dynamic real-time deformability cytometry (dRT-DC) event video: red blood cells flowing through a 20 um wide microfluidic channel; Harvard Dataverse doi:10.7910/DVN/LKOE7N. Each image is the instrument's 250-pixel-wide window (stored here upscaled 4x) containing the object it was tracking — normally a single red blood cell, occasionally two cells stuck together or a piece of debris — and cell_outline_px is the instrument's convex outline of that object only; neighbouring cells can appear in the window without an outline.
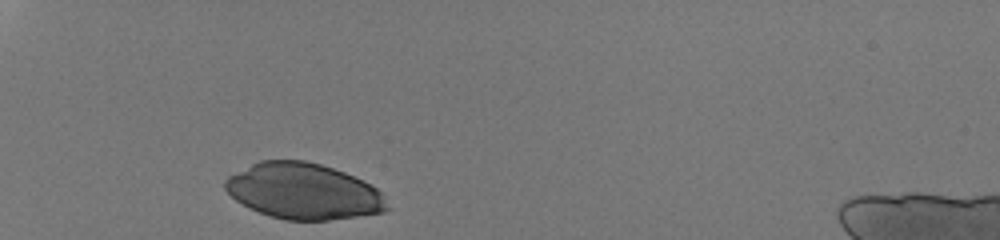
{"species": "human", "species_latin": "Homo sapiens", "temperature_condition": "room temperature", "stored_images_in_passage": 27, "camera_frame_rate_fps": 3000, "um_per_image_px": 0.085, "donor": {"sex": "male"}, "frame": {"image": 1, "passage_image": 1, "time_ms": 0.0, "image_size_px": [1000, 240], "cell_outline_px": [[388, 208], [384, 212], [328, 220], [284, 220], [268, 216], [248, 208], [236, 200], [224, 188], [224, 180], [228, 176], [260, 160], [304, 160], [320, 164], [344, 172], [364, 180], [372, 184], [380, 192]], "centroid_in_image_um": [25.76, 16.26], "position_along_channel_um": 59.2, "area_um2": 52.66}}